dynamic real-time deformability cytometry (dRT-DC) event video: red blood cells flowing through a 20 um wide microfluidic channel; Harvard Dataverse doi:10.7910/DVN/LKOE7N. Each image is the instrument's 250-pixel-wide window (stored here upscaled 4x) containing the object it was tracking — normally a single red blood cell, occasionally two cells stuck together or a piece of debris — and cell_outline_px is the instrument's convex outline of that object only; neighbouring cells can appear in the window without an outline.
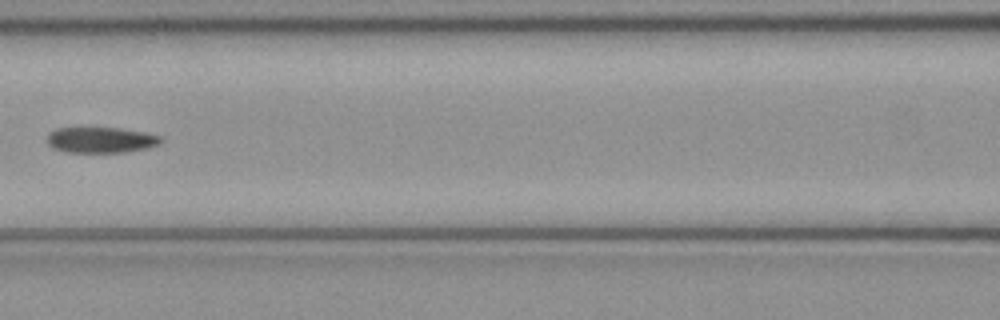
{"species": "common noctule bat (a hibernating species)", "species_latin": "Nyctalus noctula", "temperature_condition": "cold", "stored_images_in_passage": 7, "camera_frame_rate_fps": 3000, "um_per_image_px": 0.085, "animal": {"sex": "female", "body_mass_g": 21.9}, "frame": {"image": 1, "passage_image": 6, "time_ms": 1.667, "image_size_px": [1000, 320], "cell_outline_px": [[164, 140], [160, 144], [148, 148], [124, 152], [68, 152], [52, 148], [44, 140], [48, 132], [56, 128], [120, 128], [144, 132], [160, 136]], "centroid_in_image_um": [8.54, 11.89], "position_along_channel_um": 158.1, "area_um2": 17.28}}
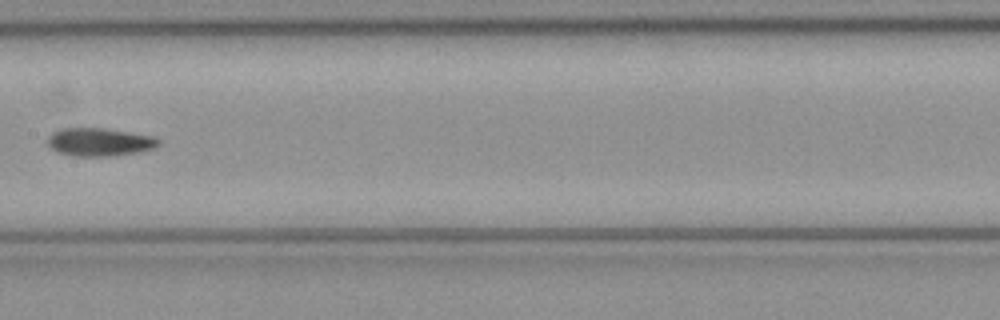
{"frame": {"image": 2, "passage_image": 7, "time_ms": 2.0, "image_size_px": [1000, 320], "cell_outline_px": [[160, 144], [152, 148], [136, 152], [116, 156], [76, 156], [56, 152], [48, 144], [48, 136], [52, 132], [60, 128], [104, 128], [156, 136], [160, 140]], "centroid_in_image_um": [8.46, 12.06], "position_along_channel_um": 198.9, "area_um2": 18.26}}